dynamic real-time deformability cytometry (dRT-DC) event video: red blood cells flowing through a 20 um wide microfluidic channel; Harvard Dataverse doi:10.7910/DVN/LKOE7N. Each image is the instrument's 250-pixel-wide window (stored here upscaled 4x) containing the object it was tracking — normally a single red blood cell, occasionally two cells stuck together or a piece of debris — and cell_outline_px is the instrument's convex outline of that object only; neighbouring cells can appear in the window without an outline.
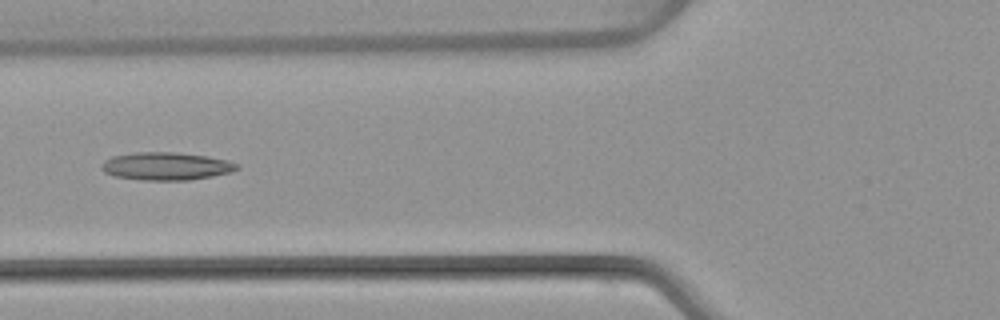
{"species": "common noctule bat (a hibernating species)", "species_latin": "Nyctalus noctula", "temperature_condition": "warm", "stored_images_in_passage": 7, "camera_frame_rate_fps": 3000, "um_per_image_px": 0.085, "animal": {"sex": "female", "body_mass_g": 22.7, "forearm_length_mm": 54.2}, "frame": {"image": 1, "passage_image": 6, "time_ms": 6.333, "image_size_px": [1000, 320], "cell_outline_px": [[240, 168], [232, 172], [212, 176], [188, 180], [144, 180], [116, 176], [104, 172], [100, 168], [100, 164], [104, 160], [112, 156], [136, 152], [176, 152], [208, 156], [228, 160], [240, 164]], "centroid_in_image_um": [14.15, 14.12], "position_along_channel_um": 111.7, "area_um2": 22.14}}
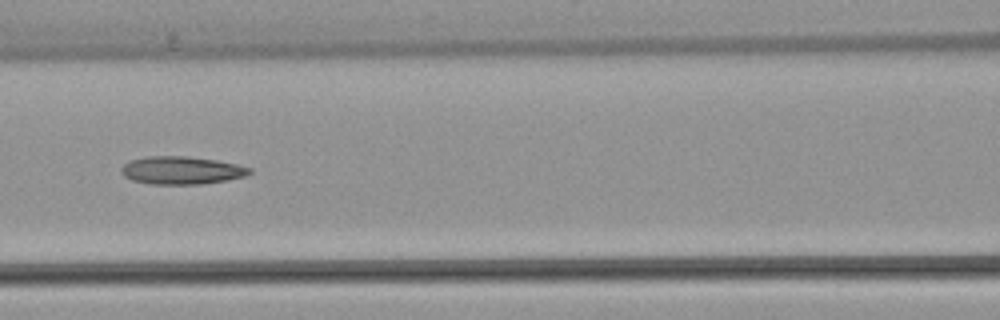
{"frame": {"image": 2, "passage_image": 7, "time_ms": 7.333, "image_size_px": [1000, 320], "cell_outline_px": [[252, 172], [244, 176], [228, 180], [200, 184], [152, 184], [132, 180], [124, 176], [120, 172], [120, 168], [128, 160], [144, 156], [188, 156], [216, 160], [236, 164], [252, 168]], "centroid_in_image_um": [15.39, 14.47], "position_along_channel_um": 151.2, "area_um2": 20.98}}